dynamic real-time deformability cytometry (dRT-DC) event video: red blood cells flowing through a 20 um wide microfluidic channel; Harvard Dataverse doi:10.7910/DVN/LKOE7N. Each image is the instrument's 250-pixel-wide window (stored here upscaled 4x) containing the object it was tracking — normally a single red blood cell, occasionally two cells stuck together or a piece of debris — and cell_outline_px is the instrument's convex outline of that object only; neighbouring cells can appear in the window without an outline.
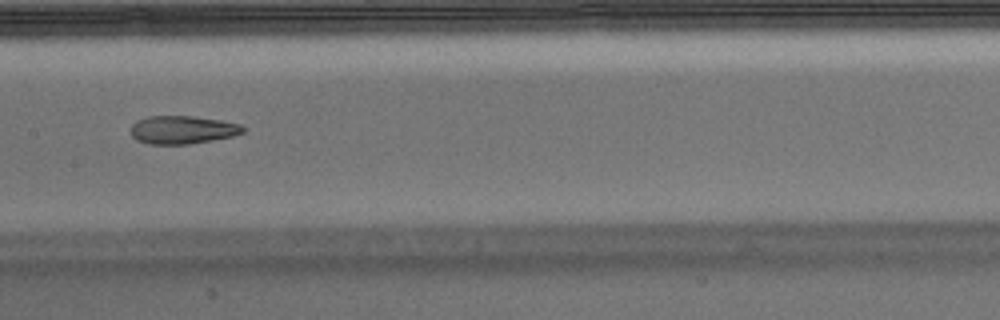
{"species": "Egyptian fruit bat (a non-hibernating species)", "species_latin": "Rousettus aegyptiacus", "temperature_condition": "warm", "stored_images_in_passage": 51, "segment_of_instrument_passage": [2, 2], "camera_frame_rate_fps": 3000, "um_per_image_px": 0.085, "animal": {"sex": "male"}, "frame": {"image": 1, "passage_image": 25, "time_ms": 8.0, "image_size_px": [1000, 320], "cell_outline_px": [[248, 128], [244, 132], [232, 136], [212, 140], [188, 144], [148, 144], [136, 140], [128, 132], [132, 124], [136, 120], [148, 116], [192, 116], [220, 120], [240, 124]], "centroid_in_image_um": [15.48, 11.03], "position_along_channel_um": 191.9, "area_um2": 18.61}}
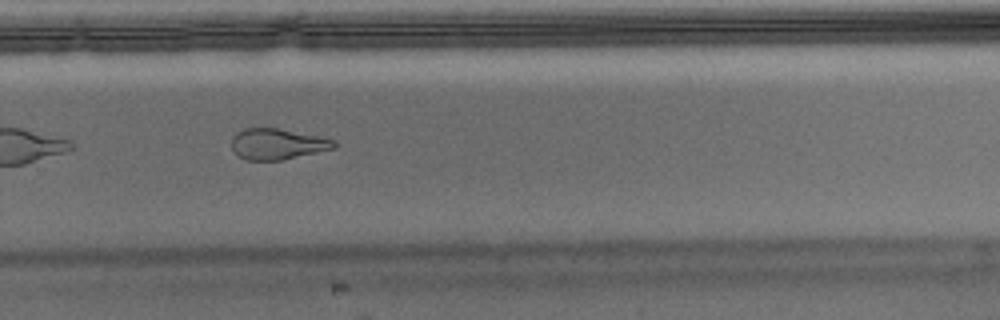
{"frame": {"image": 2, "passage_image": 34, "time_ms": 11.0, "image_size_px": [1000, 320], "cell_outline_px": [[336, 148], [280, 160], [244, 160], [236, 156], [232, 148], [232, 136], [236, 132], [244, 128], [276, 128], [336, 140]], "centroid_in_image_um": [23.52, 12.25], "position_along_channel_um": 306.3, "area_um2": 18.38}}
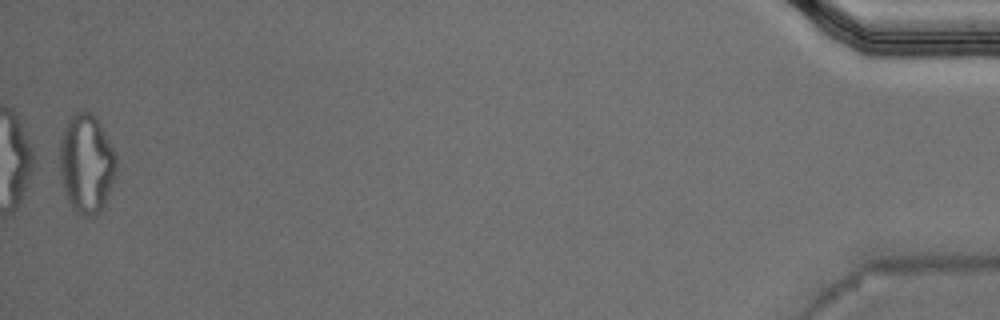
{"frame": {"image": 3, "passage_image": 51, "time_ms": 16.667, "image_size_px": [1000, 320], "cell_outline_px": [[116, 172], [104, 204], [100, 212], [92, 216], [80, 216], [72, 208], [68, 200], [60, 176], [60, 140], [68, 116], [76, 112], [92, 112], [96, 116], [116, 156]], "centroid_in_image_um": [7.33, 13.9], "position_along_channel_um": 427.9, "area_um2": 32.54}}